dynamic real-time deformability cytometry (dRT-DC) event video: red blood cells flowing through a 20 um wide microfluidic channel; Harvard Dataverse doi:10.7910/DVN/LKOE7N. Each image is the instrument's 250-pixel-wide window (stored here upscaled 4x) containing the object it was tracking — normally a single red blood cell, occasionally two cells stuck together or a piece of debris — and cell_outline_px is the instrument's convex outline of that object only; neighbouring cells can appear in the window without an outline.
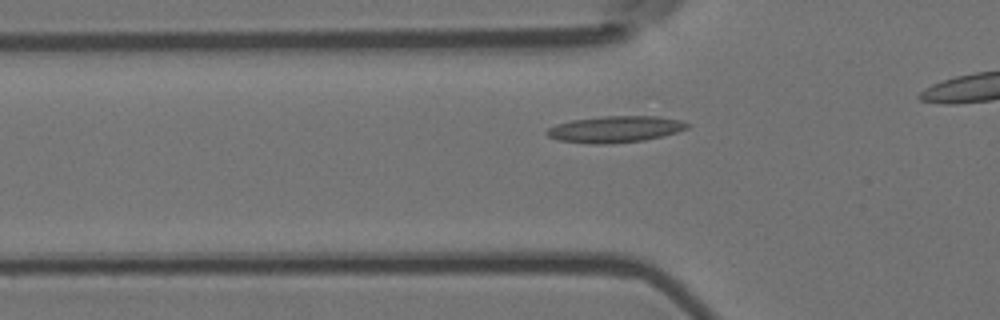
{"species": "Egyptian fruit bat (a non-hibernating species)", "species_latin": "Rousettus aegyptiacus", "temperature_condition": "room temperature", "stored_images_in_passage": 39, "camera_frame_rate_fps": 3000, "um_per_image_px": 0.085, "animal": {"sex": "female"}, "frame": {"image": 1, "passage_image": 12, "time_ms": 3.667, "image_size_px": [1000, 320], "cell_outline_px": [[692, 124], [688, 128], [664, 136], [644, 140], [608, 144], [592, 144], [560, 140], [548, 136], [544, 132], [548, 128], [556, 124], [572, 120], [604, 116], [660, 116], [680, 120]], "centroid_in_image_um": [52.32, 10.98], "position_along_channel_um": 73.5, "area_um2": 21.73}}
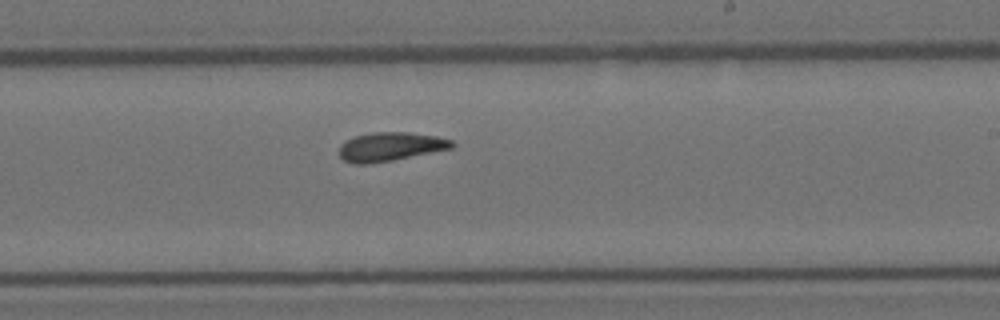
{"frame": {"image": 2, "passage_image": 27, "time_ms": 8.667, "image_size_px": [1000, 320], "cell_outline_px": [[456, 144], [452, 148], [392, 160], [368, 164], [352, 164], [344, 160], [340, 156], [340, 144], [344, 140], [356, 136], [372, 132], [408, 132], [436, 136], [452, 140]], "centroid_in_image_um": [33.16, 12.46], "position_along_channel_um": 255.8, "area_um2": 18.9}}
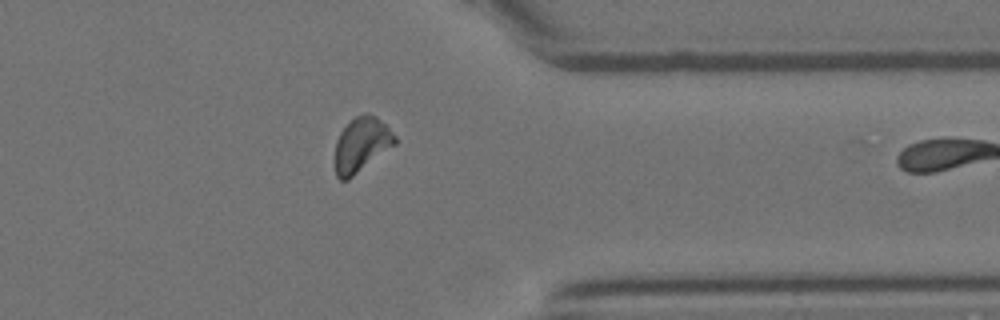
{"frame": {"image": 3, "passage_image": 38, "time_ms": 12.333, "image_size_px": [1000, 320], "cell_outline_px": [[396, 144], [348, 180], [340, 180], [336, 176], [336, 140], [340, 132], [356, 116], [364, 112], [376, 116], [396, 136]], "centroid_in_image_um": [30.73, 12.3], "position_along_channel_um": 380.7, "area_um2": 18.79}}